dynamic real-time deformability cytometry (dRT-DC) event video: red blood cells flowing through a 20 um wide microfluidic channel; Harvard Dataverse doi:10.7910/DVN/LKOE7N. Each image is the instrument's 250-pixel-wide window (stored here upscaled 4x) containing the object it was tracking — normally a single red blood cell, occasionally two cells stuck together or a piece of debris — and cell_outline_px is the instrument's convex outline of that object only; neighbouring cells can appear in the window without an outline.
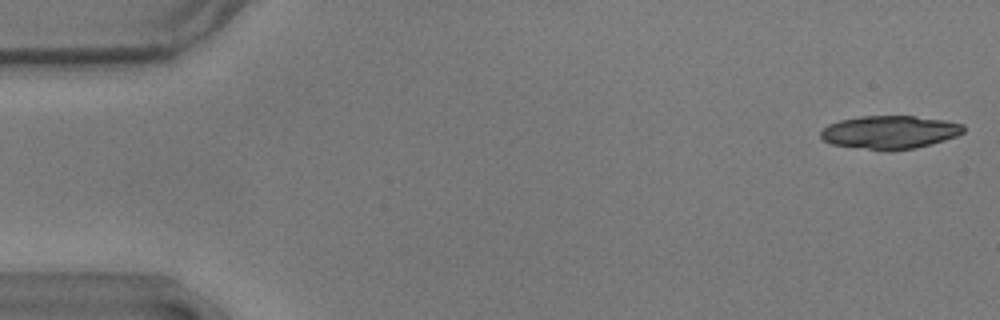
{"species": "common noctule bat (a hibernating species)", "species_latin": "Nyctalus noctula", "temperature_condition": "warm", "stored_images_in_passage": 18, "camera_frame_rate_fps": 3000, "um_per_image_px": 0.085, "animal": {"sex": "male", "body_mass_g": 17.9}, "frame": {"image": 1, "passage_image": 1, "time_ms": 0.0, "image_size_px": [1000, 320], "cell_outline_px": [[964, 132], [956, 136], [944, 140], [916, 148], [892, 152], [884, 152], [832, 144], [824, 140], [820, 136], [820, 132], [828, 124], [840, 120], [860, 116], [912, 116], [944, 120], [964, 124]], "centroid_in_image_um": [75.62, 11.26], "position_along_channel_um": 9.4, "area_um2": 27.92}}